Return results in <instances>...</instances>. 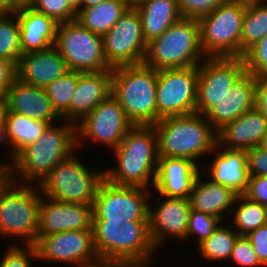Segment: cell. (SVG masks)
Returning <instances> with one entry per match:
<instances>
[{"label": "cell", "mask_w": 267, "mask_h": 267, "mask_svg": "<svg viewBox=\"0 0 267 267\" xmlns=\"http://www.w3.org/2000/svg\"><path fill=\"white\" fill-rule=\"evenodd\" d=\"M152 259H145V260H127L122 261L119 260V267H151L150 263H152Z\"/></svg>", "instance_id": "obj_50"}, {"label": "cell", "mask_w": 267, "mask_h": 267, "mask_svg": "<svg viewBox=\"0 0 267 267\" xmlns=\"http://www.w3.org/2000/svg\"><path fill=\"white\" fill-rule=\"evenodd\" d=\"M121 224H93V241L99 258L118 260V236Z\"/></svg>", "instance_id": "obj_36"}, {"label": "cell", "mask_w": 267, "mask_h": 267, "mask_svg": "<svg viewBox=\"0 0 267 267\" xmlns=\"http://www.w3.org/2000/svg\"><path fill=\"white\" fill-rule=\"evenodd\" d=\"M203 173H199L192 187L189 201L191 209L215 216L221 221L224 214L230 213L238 194L211 179L202 182Z\"/></svg>", "instance_id": "obj_26"}, {"label": "cell", "mask_w": 267, "mask_h": 267, "mask_svg": "<svg viewBox=\"0 0 267 267\" xmlns=\"http://www.w3.org/2000/svg\"><path fill=\"white\" fill-rule=\"evenodd\" d=\"M113 152L117 165L105 169V179L116 185L154 186L159 154L153 125L133 126Z\"/></svg>", "instance_id": "obj_1"}, {"label": "cell", "mask_w": 267, "mask_h": 267, "mask_svg": "<svg viewBox=\"0 0 267 267\" xmlns=\"http://www.w3.org/2000/svg\"><path fill=\"white\" fill-rule=\"evenodd\" d=\"M22 9L18 0H0V14H17Z\"/></svg>", "instance_id": "obj_48"}, {"label": "cell", "mask_w": 267, "mask_h": 267, "mask_svg": "<svg viewBox=\"0 0 267 267\" xmlns=\"http://www.w3.org/2000/svg\"><path fill=\"white\" fill-rule=\"evenodd\" d=\"M164 199L161 201V199ZM158 206L149 203V233L156 249L168 238L186 239L191 205L189 199L159 195ZM154 208V209H153Z\"/></svg>", "instance_id": "obj_17"}, {"label": "cell", "mask_w": 267, "mask_h": 267, "mask_svg": "<svg viewBox=\"0 0 267 267\" xmlns=\"http://www.w3.org/2000/svg\"><path fill=\"white\" fill-rule=\"evenodd\" d=\"M263 150L267 151V134L264 135V137L261 140V143L259 145Z\"/></svg>", "instance_id": "obj_57"}, {"label": "cell", "mask_w": 267, "mask_h": 267, "mask_svg": "<svg viewBox=\"0 0 267 267\" xmlns=\"http://www.w3.org/2000/svg\"><path fill=\"white\" fill-rule=\"evenodd\" d=\"M5 108L49 124L62 120L54 110L44 88L25 84L19 79L6 90Z\"/></svg>", "instance_id": "obj_21"}, {"label": "cell", "mask_w": 267, "mask_h": 267, "mask_svg": "<svg viewBox=\"0 0 267 267\" xmlns=\"http://www.w3.org/2000/svg\"><path fill=\"white\" fill-rule=\"evenodd\" d=\"M20 181L11 179L0 191V236L21 237L25 245H35L42 193L38 185L36 189Z\"/></svg>", "instance_id": "obj_6"}, {"label": "cell", "mask_w": 267, "mask_h": 267, "mask_svg": "<svg viewBox=\"0 0 267 267\" xmlns=\"http://www.w3.org/2000/svg\"><path fill=\"white\" fill-rule=\"evenodd\" d=\"M11 180L10 167L6 164H0V191Z\"/></svg>", "instance_id": "obj_51"}, {"label": "cell", "mask_w": 267, "mask_h": 267, "mask_svg": "<svg viewBox=\"0 0 267 267\" xmlns=\"http://www.w3.org/2000/svg\"><path fill=\"white\" fill-rule=\"evenodd\" d=\"M232 1L238 2L244 7H250L253 5H260L266 3V1L264 0H232Z\"/></svg>", "instance_id": "obj_53"}, {"label": "cell", "mask_w": 267, "mask_h": 267, "mask_svg": "<svg viewBox=\"0 0 267 267\" xmlns=\"http://www.w3.org/2000/svg\"><path fill=\"white\" fill-rule=\"evenodd\" d=\"M153 127L159 157L185 158L196 163L200 156L212 154L218 143L217 131L205 115L198 113L165 117Z\"/></svg>", "instance_id": "obj_3"}, {"label": "cell", "mask_w": 267, "mask_h": 267, "mask_svg": "<svg viewBox=\"0 0 267 267\" xmlns=\"http://www.w3.org/2000/svg\"><path fill=\"white\" fill-rule=\"evenodd\" d=\"M239 236L231 224L228 228L219 225L207 239L197 246L198 251L208 261L230 260L232 249Z\"/></svg>", "instance_id": "obj_32"}, {"label": "cell", "mask_w": 267, "mask_h": 267, "mask_svg": "<svg viewBox=\"0 0 267 267\" xmlns=\"http://www.w3.org/2000/svg\"><path fill=\"white\" fill-rule=\"evenodd\" d=\"M267 134V119L254 107L217 132L218 144L222 148L244 150L259 146Z\"/></svg>", "instance_id": "obj_23"}, {"label": "cell", "mask_w": 267, "mask_h": 267, "mask_svg": "<svg viewBox=\"0 0 267 267\" xmlns=\"http://www.w3.org/2000/svg\"><path fill=\"white\" fill-rule=\"evenodd\" d=\"M20 24L22 53L43 51L55 45L58 24L31 7L16 14Z\"/></svg>", "instance_id": "obj_25"}, {"label": "cell", "mask_w": 267, "mask_h": 267, "mask_svg": "<svg viewBox=\"0 0 267 267\" xmlns=\"http://www.w3.org/2000/svg\"><path fill=\"white\" fill-rule=\"evenodd\" d=\"M247 7L225 0L201 17L200 46L206 57H241V32Z\"/></svg>", "instance_id": "obj_8"}, {"label": "cell", "mask_w": 267, "mask_h": 267, "mask_svg": "<svg viewBox=\"0 0 267 267\" xmlns=\"http://www.w3.org/2000/svg\"><path fill=\"white\" fill-rule=\"evenodd\" d=\"M19 4L24 7H31L35 0H18Z\"/></svg>", "instance_id": "obj_56"}, {"label": "cell", "mask_w": 267, "mask_h": 267, "mask_svg": "<svg viewBox=\"0 0 267 267\" xmlns=\"http://www.w3.org/2000/svg\"><path fill=\"white\" fill-rule=\"evenodd\" d=\"M25 247L11 243L0 260V267H31L32 259L38 261L37 249L35 245H26Z\"/></svg>", "instance_id": "obj_40"}, {"label": "cell", "mask_w": 267, "mask_h": 267, "mask_svg": "<svg viewBox=\"0 0 267 267\" xmlns=\"http://www.w3.org/2000/svg\"><path fill=\"white\" fill-rule=\"evenodd\" d=\"M75 153L56 165L38 184L45 198L65 203H94L105 170L88 169Z\"/></svg>", "instance_id": "obj_7"}, {"label": "cell", "mask_w": 267, "mask_h": 267, "mask_svg": "<svg viewBox=\"0 0 267 267\" xmlns=\"http://www.w3.org/2000/svg\"><path fill=\"white\" fill-rule=\"evenodd\" d=\"M206 58L197 19L181 18L147 45L144 64L156 70L199 66Z\"/></svg>", "instance_id": "obj_5"}, {"label": "cell", "mask_w": 267, "mask_h": 267, "mask_svg": "<svg viewBox=\"0 0 267 267\" xmlns=\"http://www.w3.org/2000/svg\"><path fill=\"white\" fill-rule=\"evenodd\" d=\"M230 259L241 267H264L246 236L237 238Z\"/></svg>", "instance_id": "obj_42"}, {"label": "cell", "mask_w": 267, "mask_h": 267, "mask_svg": "<svg viewBox=\"0 0 267 267\" xmlns=\"http://www.w3.org/2000/svg\"><path fill=\"white\" fill-rule=\"evenodd\" d=\"M17 79V65L0 58V99H5L6 90Z\"/></svg>", "instance_id": "obj_46"}, {"label": "cell", "mask_w": 267, "mask_h": 267, "mask_svg": "<svg viewBox=\"0 0 267 267\" xmlns=\"http://www.w3.org/2000/svg\"><path fill=\"white\" fill-rule=\"evenodd\" d=\"M127 1L130 4V6H136L137 4H139L140 2L144 0H127Z\"/></svg>", "instance_id": "obj_59"}, {"label": "cell", "mask_w": 267, "mask_h": 267, "mask_svg": "<svg viewBox=\"0 0 267 267\" xmlns=\"http://www.w3.org/2000/svg\"><path fill=\"white\" fill-rule=\"evenodd\" d=\"M79 267H119V260L98 257L96 260L86 262Z\"/></svg>", "instance_id": "obj_49"}, {"label": "cell", "mask_w": 267, "mask_h": 267, "mask_svg": "<svg viewBox=\"0 0 267 267\" xmlns=\"http://www.w3.org/2000/svg\"><path fill=\"white\" fill-rule=\"evenodd\" d=\"M198 66L162 69L157 74V122L169 116L195 113Z\"/></svg>", "instance_id": "obj_11"}, {"label": "cell", "mask_w": 267, "mask_h": 267, "mask_svg": "<svg viewBox=\"0 0 267 267\" xmlns=\"http://www.w3.org/2000/svg\"><path fill=\"white\" fill-rule=\"evenodd\" d=\"M245 72L242 57H206L198 66L195 113L205 115Z\"/></svg>", "instance_id": "obj_13"}, {"label": "cell", "mask_w": 267, "mask_h": 267, "mask_svg": "<svg viewBox=\"0 0 267 267\" xmlns=\"http://www.w3.org/2000/svg\"><path fill=\"white\" fill-rule=\"evenodd\" d=\"M221 148L217 143L212 153L217 155L210 167L208 166L207 174L214 183L222 184L238 195H244L250 178L246 151Z\"/></svg>", "instance_id": "obj_24"}, {"label": "cell", "mask_w": 267, "mask_h": 267, "mask_svg": "<svg viewBox=\"0 0 267 267\" xmlns=\"http://www.w3.org/2000/svg\"><path fill=\"white\" fill-rule=\"evenodd\" d=\"M31 8L53 19L57 24L76 20L77 12L67 0H35Z\"/></svg>", "instance_id": "obj_38"}, {"label": "cell", "mask_w": 267, "mask_h": 267, "mask_svg": "<svg viewBox=\"0 0 267 267\" xmlns=\"http://www.w3.org/2000/svg\"><path fill=\"white\" fill-rule=\"evenodd\" d=\"M255 107L267 119V74L256 77Z\"/></svg>", "instance_id": "obj_47"}, {"label": "cell", "mask_w": 267, "mask_h": 267, "mask_svg": "<svg viewBox=\"0 0 267 267\" xmlns=\"http://www.w3.org/2000/svg\"><path fill=\"white\" fill-rule=\"evenodd\" d=\"M198 161L159 157L154 183L156 192L165 197L189 199L193 184L201 172Z\"/></svg>", "instance_id": "obj_18"}, {"label": "cell", "mask_w": 267, "mask_h": 267, "mask_svg": "<svg viewBox=\"0 0 267 267\" xmlns=\"http://www.w3.org/2000/svg\"><path fill=\"white\" fill-rule=\"evenodd\" d=\"M154 247L149 221L127 220L121 225L118 236V260L153 259Z\"/></svg>", "instance_id": "obj_28"}, {"label": "cell", "mask_w": 267, "mask_h": 267, "mask_svg": "<svg viewBox=\"0 0 267 267\" xmlns=\"http://www.w3.org/2000/svg\"><path fill=\"white\" fill-rule=\"evenodd\" d=\"M250 176H267V151L255 146L246 151Z\"/></svg>", "instance_id": "obj_43"}, {"label": "cell", "mask_w": 267, "mask_h": 267, "mask_svg": "<svg viewBox=\"0 0 267 267\" xmlns=\"http://www.w3.org/2000/svg\"><path fill=\"white\" fill-rule=\"evenodd\" d=\"M246 72L255 77L267 74V35L243 55Z\"/></svg>", "instance_id": "obj_39"}, {"label": "cell", "mask_w": 267, "mask_h": 267, "mask_svg": "<svg viewBox=\"0 0 267 267\" xmlns=\"http://www.w3.org/2000/svg\"><path fill=\"white\" fill-rule=\"evenodd\" d=\"M63 123L59 127L49 124L37 141L15 156L10 166L13 181L16 182L21 175L20 183L25 181V184L32 185L34 181L38 185L56 165L74 153L77 149L76 123L70 120Z\"/></svg>", "instance_id": "obj_2"}, {"label": "cell", "mask_w": 267, "mask_h": 267, "mask_svg": "<svg viewBox=\"0 0 267 267\" xmlns=\"http://www.w3.org/2000/svg\"><path fill=\"white\" fill-rule=\"evenodd\" d=\"M235 203L236 209L233 207L234 212L231 213V225L237 229L240 236H246L255 229L267 225V206L252 201L245 195H238Z\"/></svg>", "instance_id": "obj_31"}, {"label": "cell", "mask_w": 267, "mask_h": 267, "mask_svg": "<svg viewBox=\"0 0 267 267\" xmlns=\"http://www.w3.org/2000/svg\"><path fill=\"white\" fill-rule=\"evenodd\" d=\"M220 223L221 220L215 216L191 209L186 239L195 234L198 246L213 233Z\"/></svg>", "instance_id": "obj_37"}, {"label": "cell", "mask_w": 267, "mask_h": 267, "mask_svg": "<svg viewBox=\"0 0 267 267\" xmlns=\"http://www.w3.org/2000/svg\"><path fill=\"white\" fill-rule=\"evenodd\" d=\"M246 237L251 242L261 264L267 267V225L255 229Z\"/></svg>", "instance_id": "obj_44"}, {"label": "cell", "mask_w": 267, "mask_h": 267, "mask_svg": "<svg viewBox=\"0 0 267 267\" xmlns=\"http://www.w3.org/2000/svg\"><path fill=\"white\" fill-rule=\"evenodd\" d=\"M67 2L76 12L81 9V0H67Z\"/></svg>", "instance_id": "obj_55"}, {"label": "cell", "mask_w": 267, "mask_h": 267, "mask_svg": "<svg viewBox=\"0 0 267 267\" xmlns=\"http://www.w3.org/2000/svg\"><path fill=\"white\" fill-rule=\"evenodd\" d=\"M267 35V3L247 7L241 32V57Z\"/></svg>", "instance_id": "obj_33"}, {"label": "cell", "mask_w": 267, "mask_h": 267, "mask_svg": "<svg viewBox=\"0 0 267 267\" xmlns=\"http://www.w3.org/2000/svg\"><path fill=\"white\" fill-rule=\"evenodd\" d=\"M1 143H6L7 145H9L8 140H7L6 127H5L3 117L0 119V144ZM0 164H2V162H0Z\"/></svg>", "instance_id": "obj_52"}, {"label": "cell", "mask_w": 267, "mask_h": 267, "mask_svg": "<svg viewBox=\"0 0 267 267\" xmlns=\"http://www.w3.org/2000/svg\"><path fill=\"white\" fill-rule=\"evenodd\" d=\"M38 261L73 264L78 267L98 258L92 230L63 231L41 237L35 244ZM44 259V260H43Z\"/></svg>", "instance_id": "obj_15"}, {"label": "cell", "mask_w": 267, "mask_h": 267, "mask_svg": "<svg viewBox=\"0 0 267 267\" xmlns=\"http://www.w3.org/2000/svg\"><path fill=\"white\" fill-rule=\"evenodd\" d=\"M69 71L58 49L52 46L43 51L23 54L17 65V79L25 84L45 88Z\"/></svg>", "instance_id": "obj_20"}, {"label": "cell", "mask_w": 267, "mask_h": 267, "mask_svg": "<svg viewBox=\"0 0 267 267\" xmlns=\"http://www.w3.org/2000/svg\"><path fill=\"white\" fill-rule=\"evenodd\" d=\"M93 220V204L65 203L42 195L37 241L63 231L92 230Z\"/></svg>", "instance_id": "obj_16"}, {"label": "cell", "mask_w": 267, "mask_h": 267, "mask_svg": "<svg viewBox=\"0 0 267 267\" xmlns=\"http://www.w3.org/2000/svg\"><path fill=\"white\" fill-rule=\"evenodd\" d=\"M77 82L78 72L70 70L44 88L54 110L63 120H68V108Z\"/></svg>", "instance_id": "obj_34"}, {"label": "cell", "mask_w": 267, "mask_h": 267, "mask_svg": "<svg viewBox=\"0 0 267 267\" xmlns=\"http://www.w3.org/2000/svg\"><path fill=\"white\" fill-rule=\"evenodd\" d=\"M133 126L111 94L76 123L77 148L86 138L115 149Z\"/></svg>", "instance_id": "obj_14"}, {"label": "cell", "mask_w": 267, "mask_h": 267, "mask_svg": "<svg viewBox=\"0 0 267 267\" xmlns=\"http://www.w3.org/2000/svg\"><path fill=\"white\" fill-rule=\"evenodd\" d=\"M54 46L69 70L81 73L112 71L104 56L102 36L92 33L76 20L58 24Z\"/></svg>", "instance_id": "obj_10"}, {"label": "cell", "mask_w": 267, "mask_h": 267, "mask_svg": "<svg viewBox=\"0 0 267 267\" xmlns=\"http://www.w3.org/2000/svg\"><path fill=\"white\" fill-rule=\"evenodd\" d=\"M112 93V72H78L76 90L68 108V120L77 123Z\"/></svg>", "instance_id": "obj_22"}, {"label": "cell", "mask_w": 267, "mask_h": 267, "mask_svg": "<svg viewBox=\"0 0 267 267\" xmlns=\"http://www.w3.org/2000/svg\"><path fill=\"white\" fill-rule=\"evenodd\" d=\"M225 0H177L183 18L197 19L209 15Z\"/></svg>", "instance_id": "obj_41"}, {"label": "cell", "mask_w": 267, "mask_h": 267, "mask_svg": "<svg viewBox=\"0 0 267 267\" xmlns=\"http://www.w3.org/2000/svg\"><path fill=\"white\" fill-rule=\"evenodd\" d=\"M104 56L113 69L142 64L147 51L140 15L130 6L116 24L102 36Z\"/></svg>", "instance_id": "obj_12"}, {"label": "cell", "mask_w": 267, "mask_h": 267, "mask_svg": "<svg viewBox=\"0 0 267 267\" xmlns=\"http://www.w3.org/2000/svg\"><path fill=\"white\" fill-rule=\"evenodd\" d=\"M134 7L140 15L147 44L182 18L177 0H144Z\"/></svg>", "instance_id": "obj_27"}, {"label": "cell", "mask_w": 267, "mask_h": 267, "mask_svg": "<svg viewBox=\"0 0 267 267\" xmlns=\"http://www.w3.org/2000/svg\"><path fill=\"white\" fill-rule=\"evenodd\" d=\"M112 96L135 125L157 123L158 70L145 65L120 66L112 69Z\"/></svg>", "instance_id": "obj_4"}, {"label": "cell", "mask_w": 267, "mask_h": 267, "mask_svg": "<svg viewBox=\"0 0 267 267\" xmlns=\"http://www.w3.org/2000/svg\"><path fill=\"white\" fill-rule=\"evenodd\" d=\"M250 200L267 206V176H250L247 192Z\"/></svg>", "instance_id": "obj_45"}, {"label": "cell", "mask_w": 267, "mask_h": 267, "mask_svg": "<svg viewBox=\"0 0 267 267\" xmlns=\"http://www.w3.org/2000/svg\"><path fill=\"white\" fill-rule=\"evenodd\" d=\"M149 188L116 185L104 179L93 203V224L149 221Z\"/></svg>", "instance_id": "obj_9"}, {"label": "cell", "mask_w": 267, "mask_h": 267, "mask_svg": "<svg viewBox=\"0 0 267 267\" xmlns=\"http://www.w3.org/2000/svg\"><path fill=\"white\" fill-rule=\"evenodd\" d=\"M130 7L127 0H105L92 7L81 8L76 21L100 36L106 34Z\"/></svg>", "instance_id": "obj_30"}, {"label": "cell", "mask_w": 267, "mask_h": 267, "mask_svg": "<svg viewBox=\"0 0 267 267\" xmlns=\"http://www.w3.org/2000/svg\"><path fill=\"white\" fill-rule=\"evenodd\" d=\"M105 0H81V8L92 7Z\"/></svg>", "instance_id": "obj_54"}, {"label": "cell", "mask_w": 267, "mask_h": 267, "mask_svg": "<svg viewBox=\"0 0 267 267\" xmlns=\"http://www.w3.org/2000/svg\"><path fill=\"white\" fill-rule=\"evenodd\" d=\"M13 17L16 19L14 20ZM22 55L17 15L0 14V58L18 65Z\"/></svg>", "instance_id": "obj_35"}, {"label": "cell", "mask_w": 267, "mask_h": 267, "mask_svg": "<svg viewBox=\"0 0 267 267\" xmlns=\"http://www.w3.org/2000/svg\"><path fill=\"white\" fill-rule=\"evenodd\" d=\"M256 77L245 72L230 91L206 114V120L218 132L227 123L255 107Z\"/></svg>", "instance_id": "obj_19"}, {"label": "cell", "mask_w": 267, "mask_h": 267, "mask_svg": "<svg viewBox=\"0 0 267 267\" xmlns=\"http://www.w3.org/2000/svg\"><path fill=\"white\" fill-rule=\"evenodd\" d=\"M5 109V99H0V119L3 117Z\"/></svg>", "instance_id": "obj_58"}, {"label": "cell", "mask_w": 267, "mask_h": 267, "mask_svg": "<svg viewBox=\"0 0 267 267\" xmlns=\"http://www.w3.org/2000/svg\"><path fill=\"white\" fill-rule=\"evenodd\" d=\"M3 120L6 127L7 140L11 147V162L7 165L10 167L15 160V156L23 148L37 141L49 123L8 111L6 108L4 109Z\"/></svg>", "instance_id": "obj_29"}]
</instances>
